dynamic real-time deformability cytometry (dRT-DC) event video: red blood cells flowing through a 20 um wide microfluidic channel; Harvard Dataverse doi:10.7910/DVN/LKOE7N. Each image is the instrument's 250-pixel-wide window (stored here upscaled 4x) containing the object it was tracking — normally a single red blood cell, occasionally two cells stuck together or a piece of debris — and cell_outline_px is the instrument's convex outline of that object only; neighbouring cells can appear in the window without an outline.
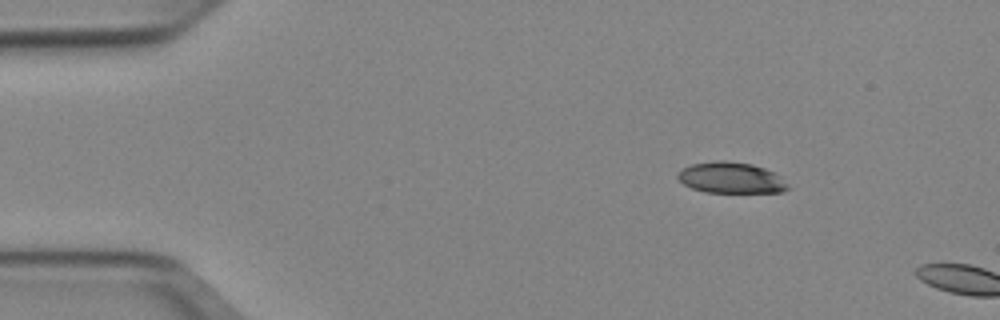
{"species": "Egyptian fruit bat (a non-hibernating species)", "species_latin": "Rousettus aegyptiacus", "temperature_condition": "cold", "stored_images_in_passage": 4, "camera_frame_rate_fps": 3000, "um_per_image_px": 0.085, "animal": {"sex": "female"}, "frame": {"image": 1, "passage_image": 1, "time_ms": 0.0, "image_size_px": [1000, 320], "cell_outline_px": [[792, 188], [784, 192], [704, 192], [692, 188], [684, 184], [676, 176], [676, 172], [692, 164], [716, 160], [724, 160], [752, 164], [764, 168], [780, 176]], "centroid_in_image_um": [62.15, 15.11], "position_along_channel_um": 22.9, "area_um2": 20.0}}